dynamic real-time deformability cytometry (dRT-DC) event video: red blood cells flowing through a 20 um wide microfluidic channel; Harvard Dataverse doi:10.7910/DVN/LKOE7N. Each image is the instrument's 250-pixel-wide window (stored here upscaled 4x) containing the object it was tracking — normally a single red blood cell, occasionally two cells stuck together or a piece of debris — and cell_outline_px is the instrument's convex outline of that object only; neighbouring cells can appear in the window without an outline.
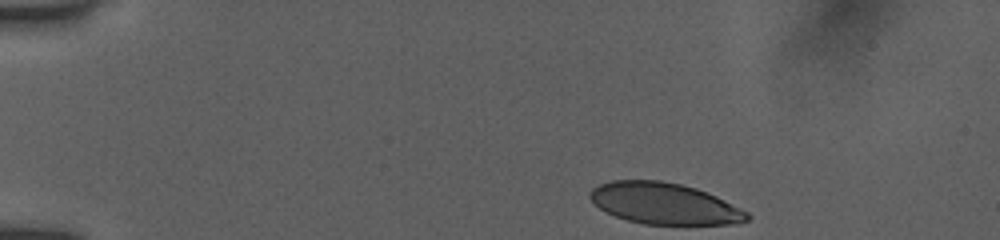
{"species": "human", "species_latin": "Homo sapiens", "temperature_condition": "room temperature", "stored_images_in_passage": 8, "camera_frame_rate_fps": 3000, "um_per_image_px": 0.085, "donor": {"sex": "female"}, "frame": {"image": 1, "passage_image": 1, "time_ms": 0.0, "image_size_px": [1000, 240], "cell_outline_px": [[752, 216], [748, 220], [732, 224], [644, 224], [628, 220], [616, 216], [600, 208], [588, 196], [588, 192], [592, 188], [600, 184], [612, 180], [660, 180], [680, 184], [696, 188], [716, 196], [748, 212]], "centroid_in_image_um": [56.47, 17.29], "position_along_channel_um": 28.5, "area_um2": 37.63}}
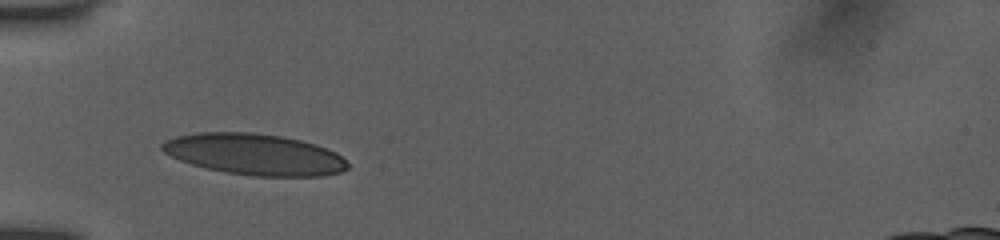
{"frame": {"image": 2, "passage_image": 5, "time_ms": 1.333, "image_size_px": [1000, 240], "cell_outline_px": [[348, 168], [340, 172], [324, 176], [252, 176], [224, 172], [204, 168], [180, 160], [164, 152], [160, 148], [160, 144], [164, 140], [176, 136], [196, 132], [252, 132], [280, 136], [300, 140], [316, 144], [336, 152], [348, 164]], "centroid_in_image_um": [21.6, 13.12], "position_along_channel_um": 63.4, "area_um2": 44.68}}
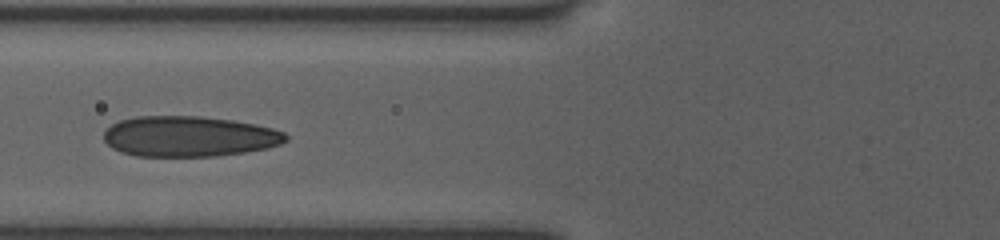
{"frame": {"image": 3, "passage_image": 7, "time_ms": 2.0, "image_size_px": [1000, 240], "cell_outline_px": [[288, 140], [280, 144], [268, 148], [244, 152], [216, 156], [136, 156], [120, 152], [112, 148], [104, 140], [104, 132], [112, 124], [120, 120], [136, 116], [200, 116], [232, 120], [272, 128], [284, 132], [288, 136]], "centroid_in_image_um": [16.06, 11.6], "position_along_channel_um": 109.7, "area_um2": 43.0}}